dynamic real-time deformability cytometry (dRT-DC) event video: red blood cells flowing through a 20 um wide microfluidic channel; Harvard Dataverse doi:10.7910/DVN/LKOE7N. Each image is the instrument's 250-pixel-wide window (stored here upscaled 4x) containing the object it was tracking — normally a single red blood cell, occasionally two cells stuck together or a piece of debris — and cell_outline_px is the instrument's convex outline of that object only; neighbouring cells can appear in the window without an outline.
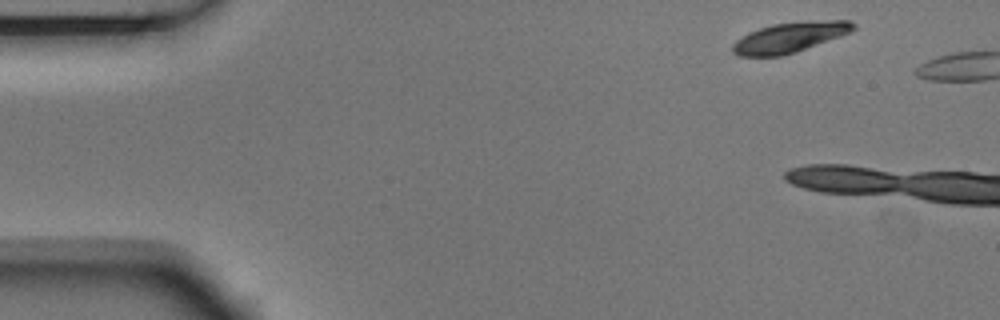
{"species": "Egyptian fruit bat (a non-hibernating species)", "species_latin": "Rousettus aegyptiacus", "temperature_condition": "room temperature", "stored_images_in_passage": 2, "camera_frame_rate_fps": 3000, "um_per_image_px": 0.085, "animal": {"sex": "male"}, "frame": {"image": 1, "passage_image": 1, "time_ms": 0.0, "image_size_px": [1000, 320], "cell_outline_px": [[856, 28], [852, 32], [796, 52], [780, 56], [740, 56], [732, 52], [732, 44], [736, 40], [748, 32], [772, 24], [808, 20], [852, 20], [856, 24]], "centroid_in_image_um": [67.16, 3.16], "position_along_channel_um": 17.8, "area_um2": 21.5}}